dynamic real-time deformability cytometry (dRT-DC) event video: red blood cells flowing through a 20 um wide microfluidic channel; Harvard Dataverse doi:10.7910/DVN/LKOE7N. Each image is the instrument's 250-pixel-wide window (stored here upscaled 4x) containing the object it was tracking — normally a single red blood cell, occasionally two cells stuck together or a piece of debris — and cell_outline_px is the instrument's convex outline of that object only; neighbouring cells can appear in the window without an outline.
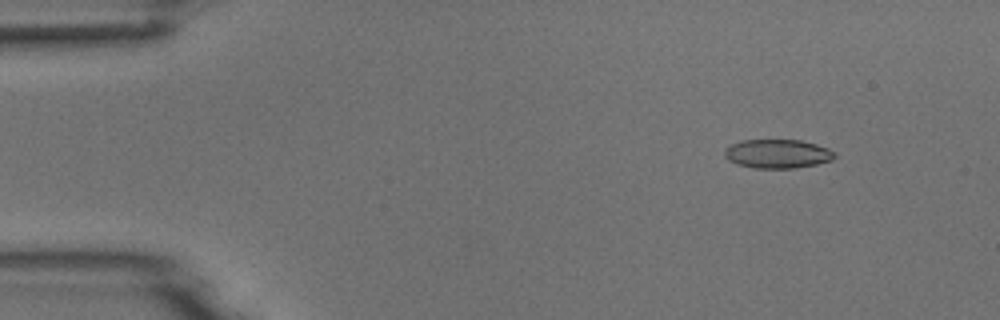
{"species": "common noctule bat (a hibernating species)", "species_latin": "Nyctalus noctula", "temperature_condition": "room temperature", "stored_images_in_passage": 46, "camera_frame_rate_fps": 3000, "um_per_image_px": 0.085, "animal": {"sex": "male", "body_mass_g": 18.8}, "frame": {"image": 1, "passage_image": 1, "time_ms": 0.0, "image_size_px": [1000, 320], "cell_outline_px": [[836, 156], [832, 160], [816, 164], [792, 168], [756, 168], [736, 164], [728, 160], [724, 156], [724, 148], [740, 140], [800, 140], [816, 144], [828, 148], [836, 152]], "centroid_in_image_um": [66.07, 13.06], "position_along_channel_um": 18.9, "area_um2": 18.61}}
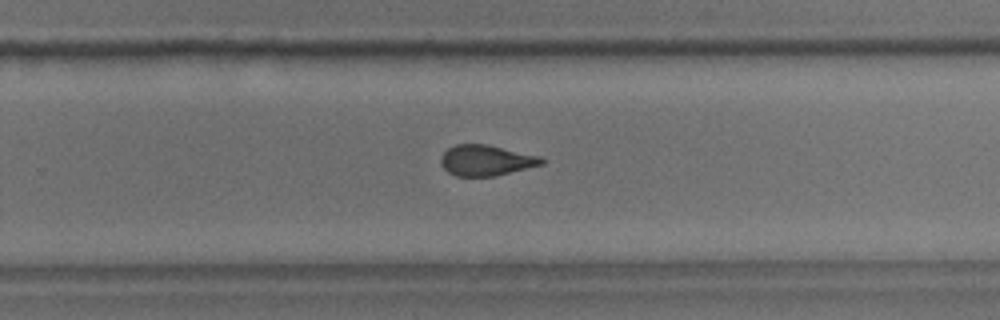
{"frame": {"image": 2, "passage_image": 28, "time_ms": 9.0, "image_size_px": [1000, 320], "cell_outline_px": [[544, 164], [496, 176], [456, 176], [448, 172], [440, 164], [440, 156], [448, 148], [456, 144], [488, 144], [540, 156], [544, 160]], "centroid_in_image_um": [41.31, 13.63], "position_along_channel_um": 288.5, "area_um2": 18.15}}
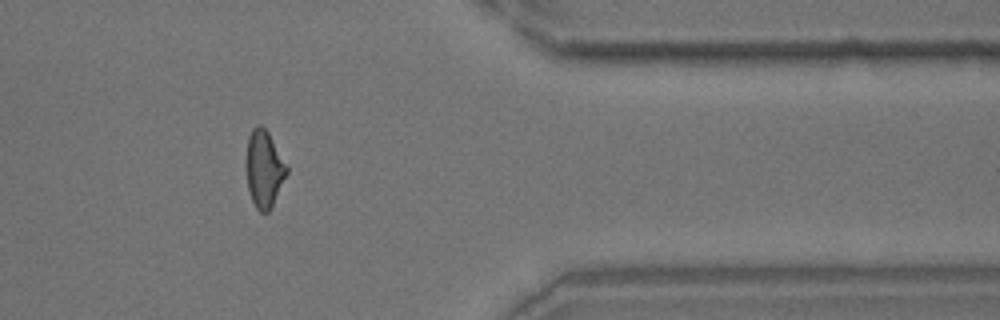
{"frame": {"image": 3, "passage_image": 37, "time_ms": 12.0, "image_size_px": [1000, 320], "cell_outline_px": [[288, 172], [268, 212], [260, 212], [256, 208], [252, 200], [248, 188], [244, 164], [248, 136], [252, 128], [256, 124], [260, 124], [268, 132], [288, 168]], "centroid_in_image_um": [22.4, 14.32], "position_along_channel_um": 389.0, "area_um2": 18.21}}